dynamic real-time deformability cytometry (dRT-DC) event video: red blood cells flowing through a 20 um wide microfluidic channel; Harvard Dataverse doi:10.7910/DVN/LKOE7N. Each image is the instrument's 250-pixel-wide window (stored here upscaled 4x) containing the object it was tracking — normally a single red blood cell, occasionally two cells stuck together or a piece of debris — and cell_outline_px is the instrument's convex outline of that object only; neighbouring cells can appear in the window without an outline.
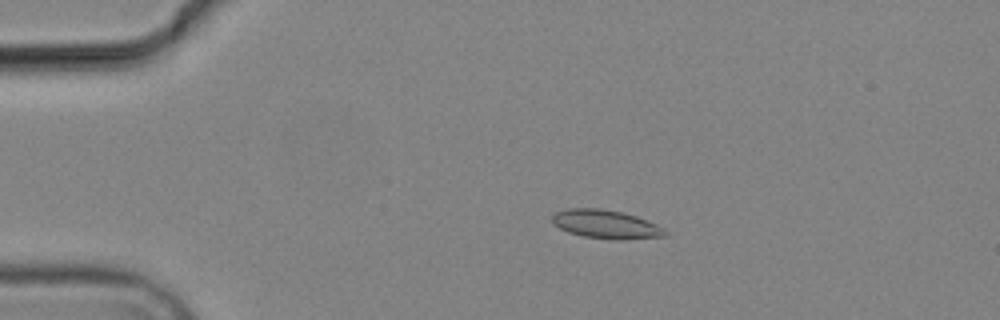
{"species": "common noctule bat (a hibernating species)", "species_latin": "Nyctalus noctula", "temperature_condition": "cold", "stored_images_in_passage": 6, "camera_frame_rate_fps": 3000, "um_per_image_px": 0.085, "animal": {"sex": "male", "body_mass_g": 19.2, "forearm_length_mm": 51.8}, "frame": {"image": 1, "passage_image": 4, "time_ms": 3.333, "image_size_px": [1000, 320], "cell_outline_px": [[668, 236], [616, 240], [584, 236], [568, 232], [560, 228], [552, 220], [552, 216], [556, 212], [568, 208], [600, 208], [624, 212], [636, 216], [656, 224], [664, 228], [668, 232]], "centroid_in_image_um": [51.54, 19.06], "position_along_channel_um": 33.5, "area_um2": 18.79}}
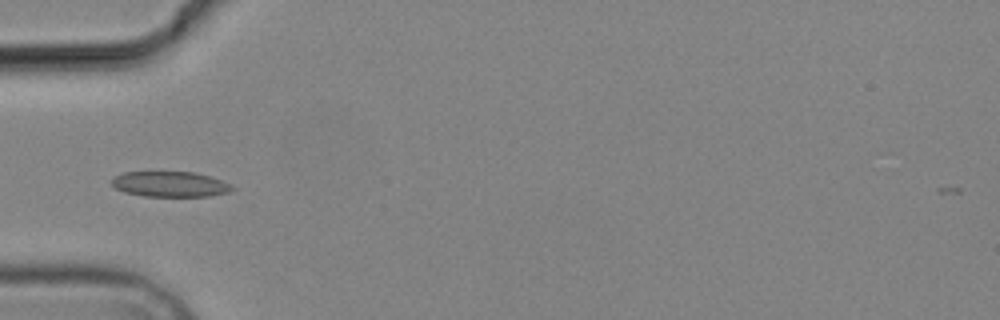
{"frame": {"image": 2, "passage_image": 6, "time_ms": 5.667, "image_size_px": [1000, 320], "cell_outline_px": [[236, 188], [228, 192], [208, 196], [144, 196], [124, 192], [116, 188], [112, 184], [112, 176], [124, 172], [196, 172], [220, 180]], "centroid_in_image_um": [14.42, 15.65], "position_along_channel_um": 70.6, "area_um2": 17.69}}